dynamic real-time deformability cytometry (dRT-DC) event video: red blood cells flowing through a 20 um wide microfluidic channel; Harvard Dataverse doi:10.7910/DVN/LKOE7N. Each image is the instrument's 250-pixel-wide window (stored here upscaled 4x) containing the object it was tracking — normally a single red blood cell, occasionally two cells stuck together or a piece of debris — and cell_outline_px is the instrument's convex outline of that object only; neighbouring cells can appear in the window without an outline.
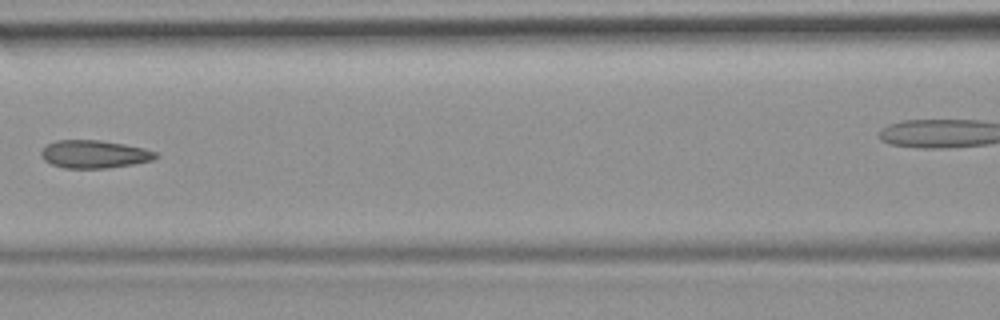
{"species": "common noctule bat (a hibernating species)", "species_latin": "Nyctalus noctula", "temperature_condition": "room temperature", "stored_images_in_passage": 6, "camera_frame_rate_fps": 3000, "um_per_image_px": 0.085, "animal": {"sex": "female", "body_mass_g": 19.9}, "frame": {"image": 1, "passage_image": 6, "time_ms": 6.0, "image_size_px": [1000, 320], "cell_outline_px": [[160, 156], [152, 160], [132, 164], [108, 168], [64, 168], [52, 164], [44, 160], [40, 156], [40, 152], [48, 144], [56, 140], [100, 140], [124, 144], [144, 148], [156, 152]], "centroid_in_image_um": [8.01, 13.1], "position_along_channel_um": 158.6, "area_um2": 18.61}}